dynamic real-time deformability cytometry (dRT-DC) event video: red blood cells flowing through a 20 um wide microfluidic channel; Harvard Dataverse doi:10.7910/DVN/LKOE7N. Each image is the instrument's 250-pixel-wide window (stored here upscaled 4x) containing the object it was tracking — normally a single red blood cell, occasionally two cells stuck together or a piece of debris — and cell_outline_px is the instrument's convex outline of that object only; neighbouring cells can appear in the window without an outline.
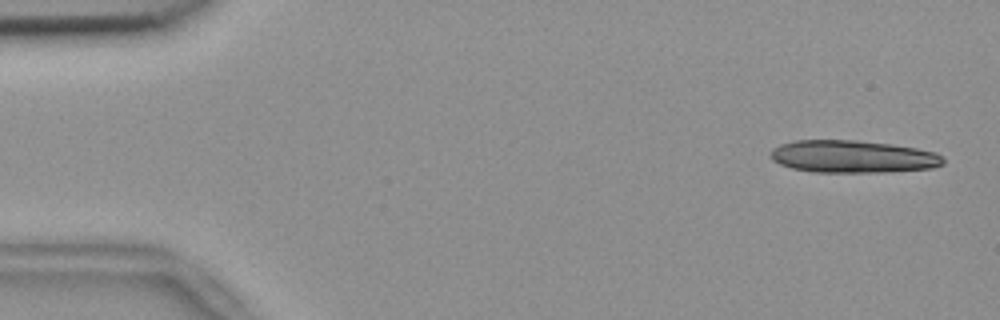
{"species": "common noctule bat (a hibernating species)", "species_latin": "Nyctalus noctula", "temperature_condition": "room temperature", "stored_images_in_passage": 13, "camera_frame_rate_fps": 3000, "um_per_image_px": 0.085, "animal": {"sex": "female", "body_mass_g": 18.4}, "frame": {"image": 1, "passage_image": 1, "time_ms": 0.0, "image_size_px": [1000, 320], "cell_outline_px": [[944, 164], [932, 168], [888, 172], [812, 172], [792, 168], [780, 164], [772, 160], [772, 148], [780, 144], [792, 140], [856, 140], [892, 144], [916, 148], [936, 152], [944, 160]], "centroid_in_image_um": [72.48, 13.31], "position_along_channel_um": 12.5, "area_um2": 32.77}}